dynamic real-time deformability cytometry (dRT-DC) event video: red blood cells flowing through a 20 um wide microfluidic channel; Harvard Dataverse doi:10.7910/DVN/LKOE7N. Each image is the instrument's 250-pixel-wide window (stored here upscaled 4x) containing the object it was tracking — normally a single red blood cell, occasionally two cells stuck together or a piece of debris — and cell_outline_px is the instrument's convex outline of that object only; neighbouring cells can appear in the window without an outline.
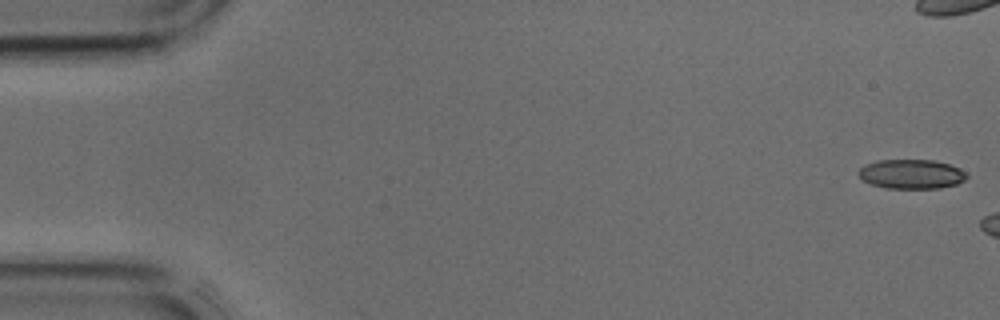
{"species": "common noctule bat (a hibernating species)", "species_latin": "Nyctalus noctula", "temperature_condition": "cold", "stored_images_in_passage": 5, "camera_frame_rate_fps": 3000, "um_per_image_px": 0.085, "animal": {"sex": "male", "body_mass_g": 17.9, "forearm_length_mm": 54.2}, "frame": {"image": 1, "passage_image": 1, "time_ms": 0.0, "image_size_px": [1000, 320], "cell_outline_px": [[968, 176], [964, 180], [956, 184], [940, 188], [888, 188], [872, 184], [864, 180], [856, 172], [864, 164], [876, 160], [932, 160], [948, 164], [960, 168]], "centroid_in_image_um": [77.45, 14.79], "position_along_channel_um": 7.6, "area_um2": 18.44}}